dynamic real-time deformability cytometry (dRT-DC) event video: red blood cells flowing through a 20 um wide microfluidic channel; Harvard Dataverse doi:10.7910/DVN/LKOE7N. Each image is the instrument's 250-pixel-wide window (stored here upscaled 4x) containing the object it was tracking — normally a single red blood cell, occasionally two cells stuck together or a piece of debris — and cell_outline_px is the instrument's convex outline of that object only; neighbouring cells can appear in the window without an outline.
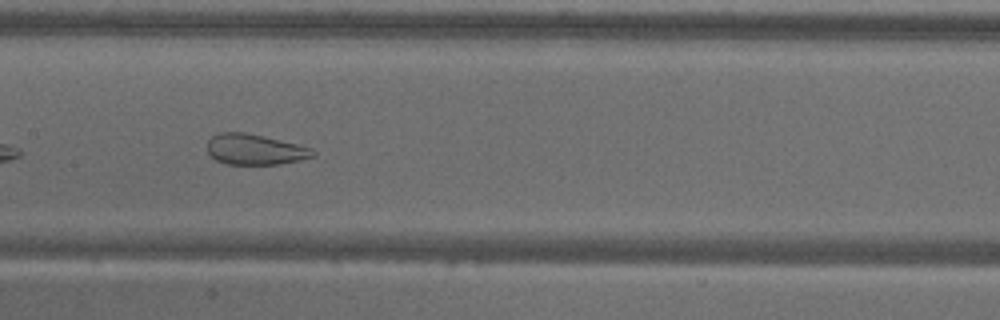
{"species": "common noctule bat (a hibernating species)", "species_latin": "Nyctalus noctula", "temperature_condition": "warm", "stored_images_in_passage": 39, "camera_frame_rate_fps": 3000, "um_per_image_px": 0.085, "animal": {"sex": "male", "body_mass_g": 18.8}, "frame": {"image": 1, "passage_image": 12, "time_ms": 3.667, "image_size_px": [1000, 320], "cell_outline_px": [[316, 156], [300, 160], [280, 164], [228, 164], [216, 160], [208, 152], [208, 140], [212, 136], [220, 132], [244, 132], [264, 136], [312, 148], [316, 152]], "centroid_in_image_um": [21.69, 12.7], "position_along_channel_um": 185.7, "area_um2": 18.79}}
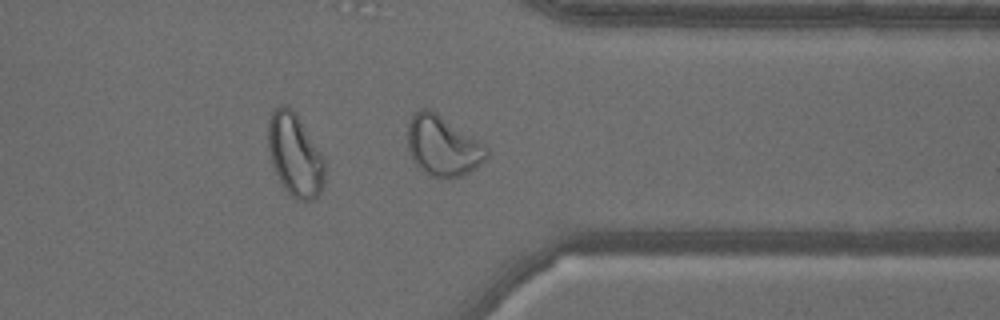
{"frame": {"image": 2, "passage_image": 28, "time_ms": 9.0, "image_size_px": [1000, 320], "cell_outline_px": [[488, 156], [476, 168], [460, 176], [428, 176], [416, 164], [408, 148], [408, 124], [412, 116], [420, 108], [432, 108], [484, 144], [488, 148]], "centroid_in_image_um": [37.64, 12.36], "position_along_channel_um": 373.8, "area_um2": 27.51}, "authors_computed_cell_mechanics": {"area_um2": 23.6402, "velocity_mm_per_s": 3.5859, "shape_relaxation_time_tau1_ms": null, "shape_relaxation_time_tau2_ms": 0.9957, "deformation_change_tau1": null, "deformation_change_tau2": 0.082}}